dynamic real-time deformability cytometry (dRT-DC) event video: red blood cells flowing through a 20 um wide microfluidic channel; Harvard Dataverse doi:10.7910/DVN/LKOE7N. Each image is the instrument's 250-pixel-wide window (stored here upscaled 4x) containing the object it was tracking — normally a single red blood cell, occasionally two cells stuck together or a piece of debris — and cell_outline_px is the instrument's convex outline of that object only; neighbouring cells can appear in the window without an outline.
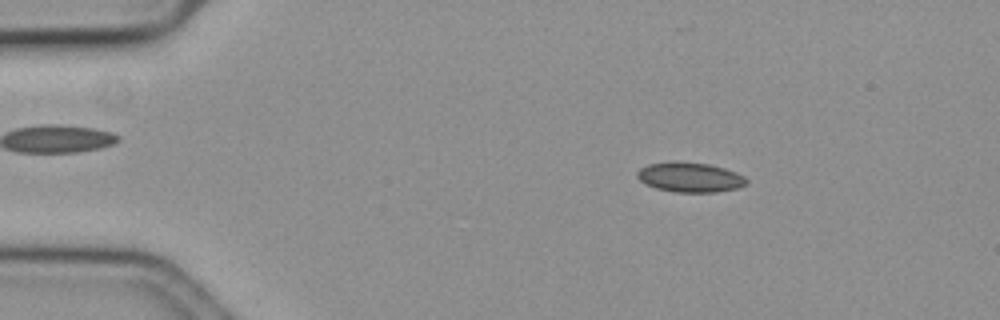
{"species": "common noctule bat (a hibernating species)", "species_latin": "Nyctalus noctula", "temperature_condition": "cold", "stored_images_in_passage": 57, "camera_frame_rate_fps": 3000, "um_per_image_px": 0.085, "animal": {"sex": "female", "body_mass_g": 19.3, "forearm_length_mm": 54.1}, "frame": {"image": 1, "passage_image": 9, "time_ms": 2.667, "image_size_px": [1000, 320], "cell_outline_px": [[748, 180], [744, 184], [736, 188], [716, 192], [676, 192], [656, 188], [644, 184], [636, 176], [636, 172], [640, 168], [648, 164], [708, 164], [724, 168], [736, 172], [744, 176]], "centroid_in_image_um": [58.65, 15.11], "position_along_channel_um": 26.4, "area_um2": 18.21}}
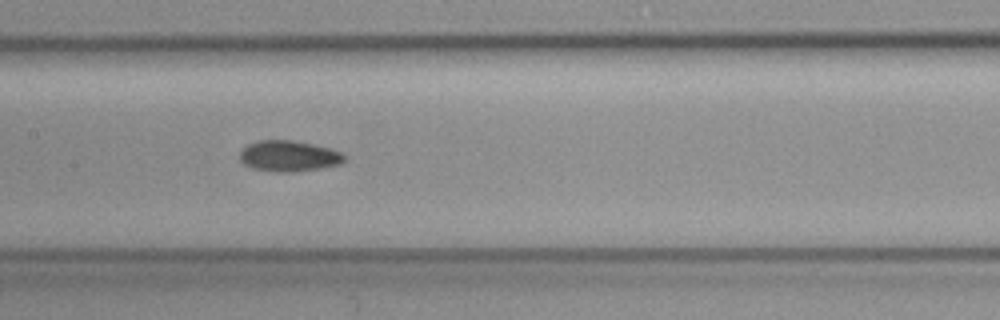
{"frame": {"image": 2, "passage_image": 28, "time_ms": 9.0, "image_size_px": [1000, 320], "cell_outline_px": [[344, 160], [340, 164], [320, 168], [292, 172], [280, 172], [252, 168], [244, 164], [240, 160], [240, 152], [248, 144], [260, 140], [292, 140], [312, 144], [328, 148], [340, 152], [344, 156]], "centroid_in_image_um": [24.52, 13.26], "position_along_channel_um": 182.9, "area_um2": 18.55}}
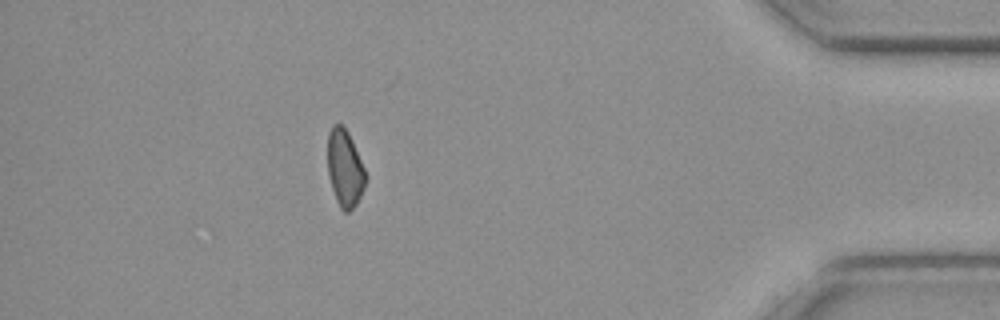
{"frame": {"image": 3, "passage_image": 51, "time_ms": 16.667, "image_size_px": [1000, 320], "cell_outline_px": [[368, 176], [364, 188], [356, 204], [348, 212], [344, 212], [340, 208], [336, 200], [328, 176], [328, 132], [332, 124], [340, 124], [348, 132], [352, 140]], "centroid_in_image_um": [29.31, 14.31], "position_along_channel_um": 405.9, "area_um2": 17.11}, "authors_computed_cell_mechanics": {"area_um2": 18.0336, "velocity_mm_per_s": 3.5723, "shape_relaxation_time_tau1_ms": null, "shape_relaxation_time_tau2_ms": 6.5178, "deformation_change_tau1": null, "deformation_change_tau2": 0.1225}}